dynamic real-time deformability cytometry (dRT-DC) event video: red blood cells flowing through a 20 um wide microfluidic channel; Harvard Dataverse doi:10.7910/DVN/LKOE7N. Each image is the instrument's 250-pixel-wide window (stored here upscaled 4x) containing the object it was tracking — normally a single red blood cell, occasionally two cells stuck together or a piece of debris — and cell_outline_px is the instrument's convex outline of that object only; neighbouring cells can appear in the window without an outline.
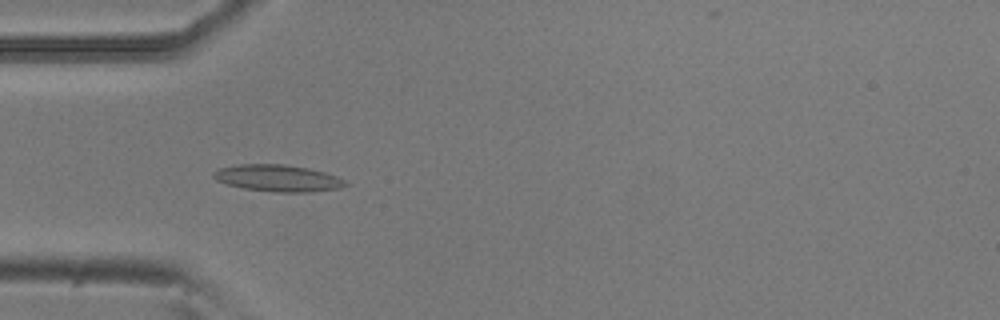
{"species": "common noctule bat (a hibernating species)", "species_latin": "Nyctalus noctula", "temperature_condition": "room temperature", "stored_images_in_passage": 44, "camera_frame_rate_fps": 3000, "um_per_image_px": 0.085, "animal": {"sex": "male", "body_mass_g": 20.5, "forearm_length_mm": 52.5}, "frame": {"image": 1, "passage_image": 10, "time_ms": 3.0, "image_size_px": [1000, 320], "cell_outline_px": [[352, 184], [340, 188], [312, 192], [272, 192], [244, 188], [228, 184], [216, 180], [212, 176], [212, 172], [216, 168], [240, 164], [284, 164], [308, 168], [324, 172], [336, 176]], "centroid_in_image_um": [23.62, 15.14], "position_along_channel_um": 61.4, "area_um2": 20.75}}
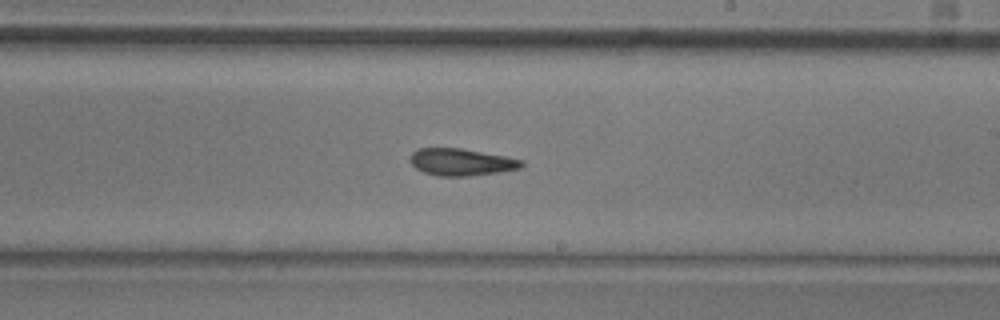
{"frame": {"image": 2, "passage_image": 25, "time_ms": 8.0, "image_size_px": [1000, 320], "cell_outline_px": [[524, 164], [520, 168], [496, 172], [468, 176], [436, 176], [424, 172], [416, 168], [408, 160], [412, 152], [420, 148], [460, 148], [504, 156], [524, 160]], "centroid_in_image_um": [39.17, 13.77], "position_along_channel_um": 249.8, "area_um2": 17.46}}
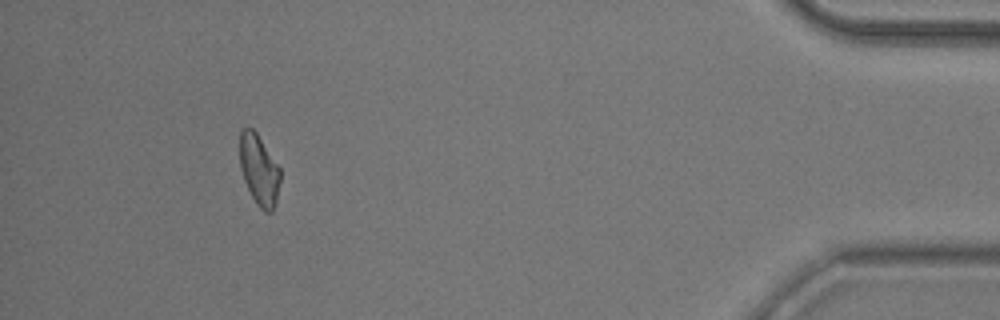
{"frame": {"image": 3, "passage_image": 43, "time_ms": 14.0, "image_size_px": [1000, 320], "cell_outline_px": [[280, 180], [276, 204], [272, 212], [264, 212], [260, 208], [252, 196], [244, 180], [240, 168], [240, 132], [244, 128], [252, 128], [256, 132], [280, 168]], "centroid_in_image_um": [22.03, 14.46], "position_along_channel_um": 413.2, "area_um2": 16.53}}